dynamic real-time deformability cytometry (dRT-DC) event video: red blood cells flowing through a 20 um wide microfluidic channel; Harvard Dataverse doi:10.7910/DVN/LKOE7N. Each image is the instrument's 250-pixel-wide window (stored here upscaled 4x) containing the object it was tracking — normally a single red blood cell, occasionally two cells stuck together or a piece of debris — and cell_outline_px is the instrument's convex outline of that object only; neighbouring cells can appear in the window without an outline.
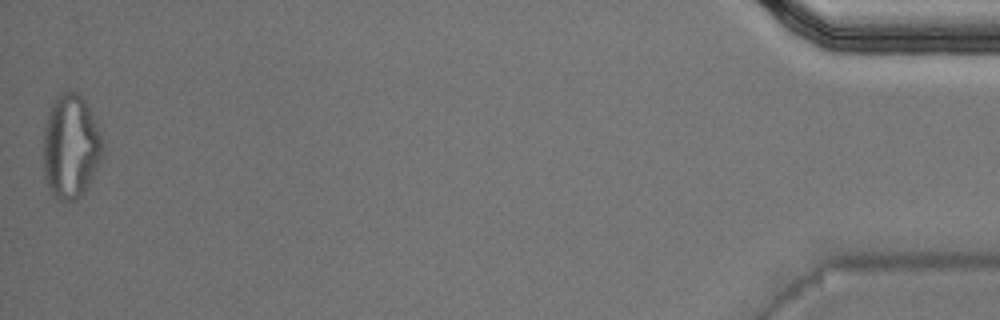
{"species": "Egyptian fruit bat (a non-hibernating species)", "species_latin": "Rousettus aegyptiacus", "temperature_condition": "warm", "stored_images_in_passage": 50, "camera_frame_rate_fps": 3000, "um_per_image_px": 0.085, "animal": {"sex": "male"}, "frame": {"image": 1, "passage_image": 50, "time_ms": 16.333, "image_size_px": [1000, 320], "cell_outline_px": [[104, 160], [84, 192], [76, 200], [60, 200], [48, 188], [44, 176], [44, 128], [52, 104], [60, 92], [76, 92], [84, 100], [96, 124], [104, 144]], "centroid_in_image_um": [6.04, 12.5], "position_along_channel_um": 429.2, "area_um2": 35.95}, "authors_computed_cell_mechanics": {"area_um2": 19.8832, "velocity_mm_per_s": 4.091, "shape_relaxation_time_tau1_ms": 10.6202, "shape_relaxation_time_tau2_ms": 2.4225, "deformation_change_tau1": 0.3324, "deformation_change_tau2": 0.1059}}